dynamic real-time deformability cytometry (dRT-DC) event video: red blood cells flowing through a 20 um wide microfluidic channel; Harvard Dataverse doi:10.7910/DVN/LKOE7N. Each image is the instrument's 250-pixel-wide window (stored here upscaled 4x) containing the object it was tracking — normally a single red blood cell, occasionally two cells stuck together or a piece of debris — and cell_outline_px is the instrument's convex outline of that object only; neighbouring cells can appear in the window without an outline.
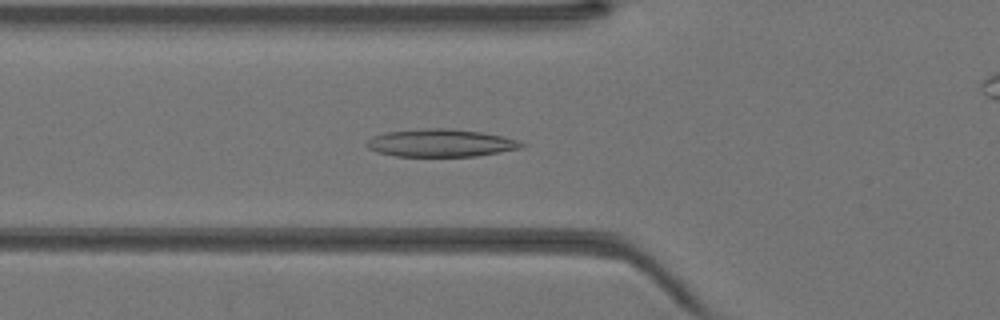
{"species": "Egyptian fruit bat (a non-hibernating species)", "species_latin": "Rousettus aegyptiacus", "temperature_condition": "warm", "stored_images_in_passage": 44, "camera_frame_rate_fps": 3000, "um_per_image_px": 0.085, "animal": {"sex": "female"}, "frame": {"image": 1, "passage_image": 15, "time_ms": 4.667, "image_size_px": [1000, 320], "cell_outline_px": [[528, 144], [520, 148], [476, 156], [396, 156], [376, 152], [368, 148], [364, 144], [372, 136], [384, 132], [424, 128], [448, 128], [480, 132], [504, 136]], "centroid_in_image_um": [37.42, 12.15], "position_along_channel_um": 88.4, "area_um2": 25.03}}
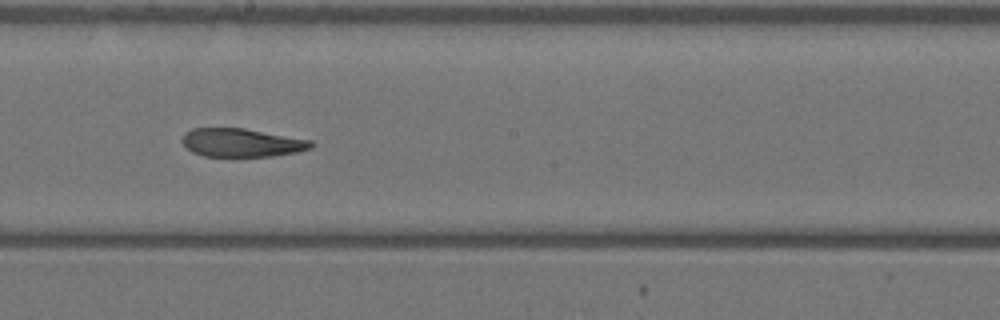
{"frame": {"image": 2, "passage_image": 24, "time_ms": 7.667, "image_size_px": [1000, 320], "cell_outline_px": [[316, 144], [312, 148], [296, 152], [272, 156], [204, 156], [192, 152], [180, 140], [192, 128], [244, 128], [312, 140]], "centroid_in_image_um": [20.58, 12.12], "position_along_channel_um": 227.6, "area_um2": 21.27}}
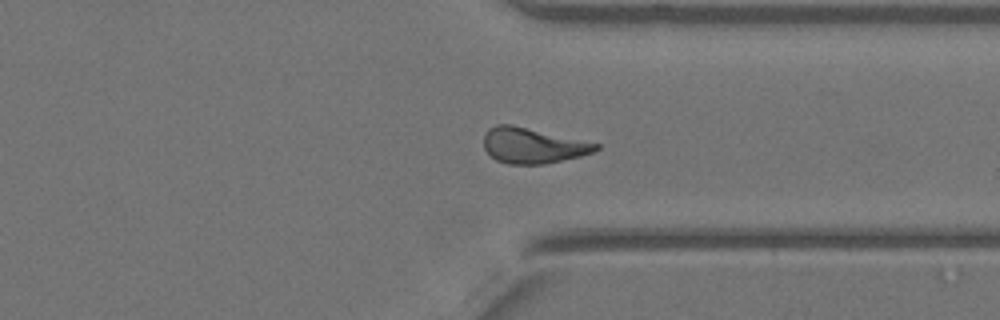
{"frame": {"image": 3, "passage_image": 33, "time_ms": 10.667, "image_size_px": [1000, 320], "cell_outline_px": [[600, 148], [592, 152], [580, 156], [544, 164], [508, 164], [496, 160], [484, 148], [484, 136], [488, 128], [496, 124], [512, 124], [600, 144]], "centroid_in_image_um": [45.26, 12.36], "position_along_channel_um": 366.1, "area_um2": 23.06}}